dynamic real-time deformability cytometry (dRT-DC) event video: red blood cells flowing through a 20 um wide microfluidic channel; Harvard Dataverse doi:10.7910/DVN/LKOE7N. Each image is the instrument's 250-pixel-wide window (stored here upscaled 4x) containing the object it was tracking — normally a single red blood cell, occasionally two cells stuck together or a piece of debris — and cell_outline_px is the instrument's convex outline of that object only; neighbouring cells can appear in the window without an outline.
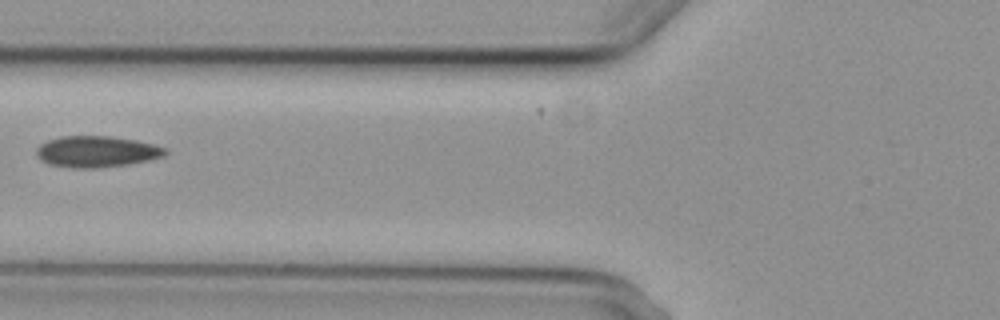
{"species": "common noctule bat (a hibernating species)", "species_latin": "Nyctalus noctula", "temperature_condition": "cold", "stored_images_in_passage": 7, "camera_frame_rate_fps": 3000, "um_per_image_px": 0.085, "animal": {"sex": "female", "body_mass_g": 29.2, "forearm_length_mm": 56.3}, "frame": {"image": 1, "passage_image": 6, "time_ms": 7.333, "image_size_px": [1000, 320], "cell_outline_px": [[168, 152], [164, 156], [124, 164], [92, 168], [80, 168], [48, 164], [40, 160], [36, 156], [36, 148], [40, 144], [48, 140], [60, 136], [112, 136], [136, 140], [168, 148]], "centroid_in_image_um": [8.17, 12.87], "position_along_channel_um": 117.6, "area_um2": 23.24}}